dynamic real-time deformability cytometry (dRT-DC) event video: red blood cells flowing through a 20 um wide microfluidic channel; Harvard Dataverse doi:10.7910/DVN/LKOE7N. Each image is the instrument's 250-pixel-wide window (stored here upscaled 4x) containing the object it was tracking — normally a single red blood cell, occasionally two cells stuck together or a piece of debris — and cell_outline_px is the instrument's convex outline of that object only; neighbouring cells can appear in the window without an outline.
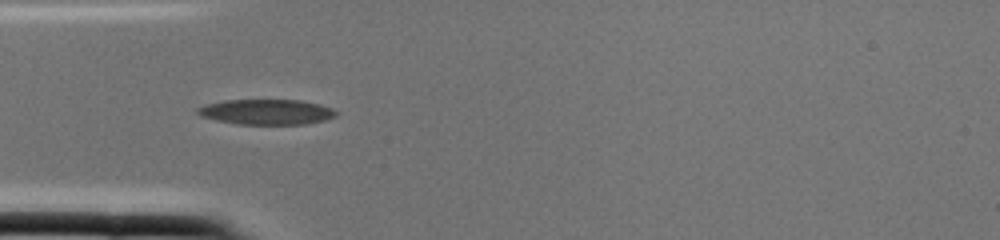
{"species": "common noctule bat (a hibernating species)", "species_latin": "Nyctalus noctula", "temperature_condition": "cold", "stored_images_in_passage": 2, "camera_frame_rate_fps": 3000, "um_per_image_px": 0.085, "animal": {"sex": "female", "body_mass_g": 22.0, "forearm_length_mm": 56.7}, "frame": {"image": 1, "passage_image": 2, "time_ms": 0.333, "image_size_px": [1000, 240], "cell_outline_px": [[336, 116], [324, 120], [308, 124], [236, 124], [216, 120], [200, 116], [196, 112], [196, 108], [204, 104], [224, 100], [300, 100], [320, 104], [332, 108], [336, 112]], "centroid_in_image_um": [22.62, 9.51], "position_along_channel_um": 62.4, "area_um2": 20.52}}